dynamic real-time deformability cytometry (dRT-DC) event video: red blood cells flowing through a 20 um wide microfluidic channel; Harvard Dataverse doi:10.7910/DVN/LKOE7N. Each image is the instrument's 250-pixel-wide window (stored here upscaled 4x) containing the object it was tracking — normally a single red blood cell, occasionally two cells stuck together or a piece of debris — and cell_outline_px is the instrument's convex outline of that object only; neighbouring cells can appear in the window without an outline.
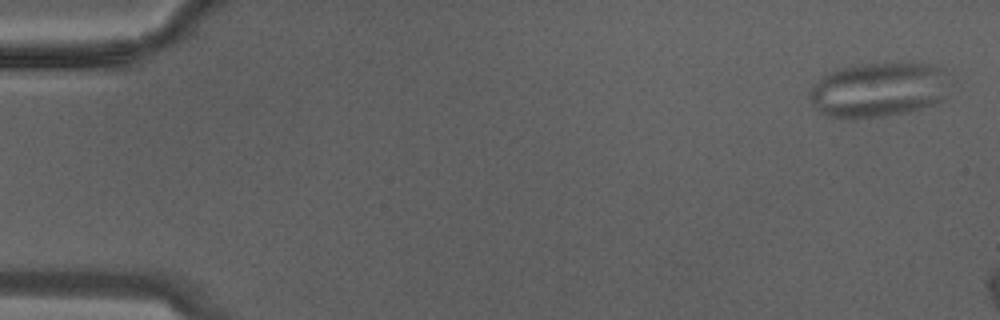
{"species": "Egyptian fruit bat (a non-hibernating species)", "species_latin": "Rousettus aegyptiacus", "temperature_condition": "warm", "stored_images_in_passage": 8, "camera_frame_rate_fps": 3000, "um_per_image_px": 0.085, "animal": {"sex": "male"}, "frame": {"image": 1, "passage_image": 1, "time_ms": 0.0, "image_size_px": [1000, 320], "cell_outline_px": [[944, 100], [920, 108], [904, 112], [884, 116], [852, 120], [828, 116], [820, 112], [816, 108], [808, 96], [812, 84], [824, 76], [840, 68], [860, 64], [932, 64], [940, 68], [944, 72]], "centroid_in_image_um": [74.58, 7.66], "position_along_channel_um": 10.4, "area_um2": 44.1}}